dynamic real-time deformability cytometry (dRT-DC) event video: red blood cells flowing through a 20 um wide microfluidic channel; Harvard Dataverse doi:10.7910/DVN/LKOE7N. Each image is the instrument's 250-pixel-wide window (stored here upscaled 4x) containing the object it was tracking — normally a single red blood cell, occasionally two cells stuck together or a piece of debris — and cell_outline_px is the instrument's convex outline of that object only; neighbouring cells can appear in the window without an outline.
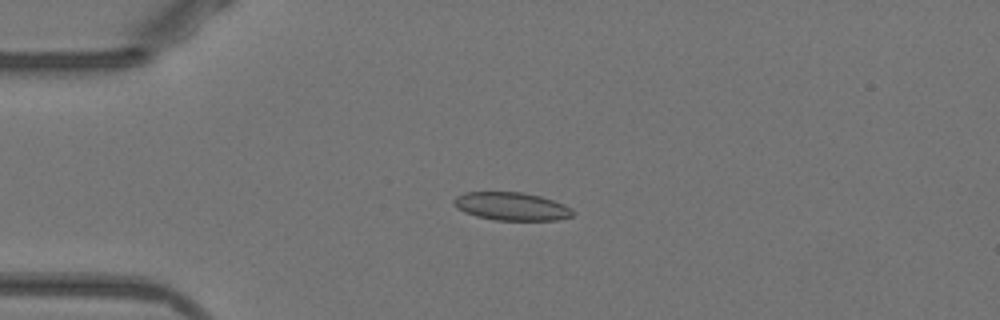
{"species": "Egyptian fruit bat (a non-hibernating species)", "species_latin": "Rousettus aegyptiacus", "temperature_condition": "warm", "stored_images_in_passage": 46, "camera_frame_rate_fps": 3000, "um_per_image_px": 0.085, "animal": {"sex": "female"}, "frame": {"image": 1, "passage_image": 7, "time_ms": 2.0, "image_size_px": [1000, 320], "cell_outline_px": [[572, 216], [556, 220], [496, 220], [476, 216], [464, 212], [456, 208], [452, 204], [452, 200], [456, 196], [464, 192], [524, 192], [540, 196], [564, 204], [572, 208]], "centroid_in_image_um": [43.43, 17.53], "position_along_channel_um": 41.6, "area_um2": 19.54}}
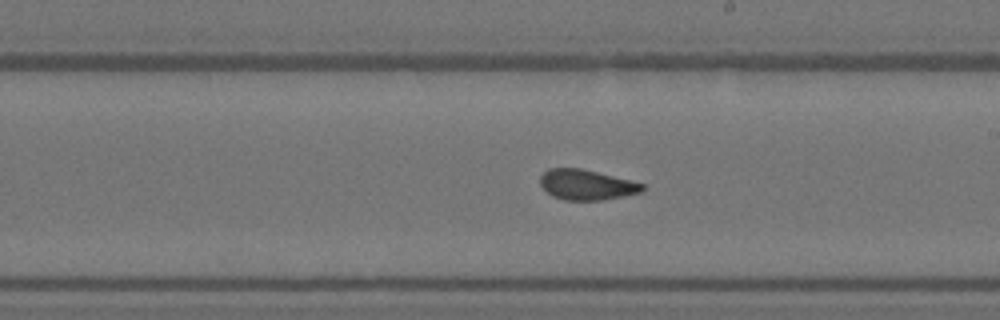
{"frame": {"image": 2, "passage_image": 24, "time_ms": 7.667, "image_size_px": [1000, 320], "cell_outline_px": [[644, 188], [640, 192], [600, 200], [564, 200], [552, 196], [540, 184], [540, 176], [548, 168], [580, 168], [644, 184]], "centroid_in_image_um": [49.79, 15.7], "position_along_channel_um": 239.2, "area_um2": 17.63}}
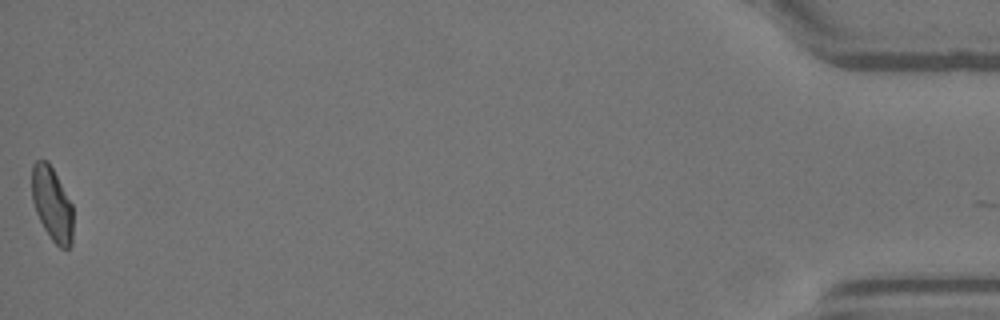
{"frame": {"image": 3, "passage_image": 46, "time_ms": 15.0, "image_size_px": [1000, 320], "cell_outline_px": [[72, 244], [68, 248], [60, 248], [52, 240], [44, 228], [36, 212], [32, 200], [32, 164], [36, 160], [48, 160], [72, 204]], "centroid_in_image_um": [4.42, 17.33], "position_along_channel_um": 430.8, "area_um2": 17.63}, "authors_computed_cell_mechanics": {"area_um2": 18.6116, "velocity_mm_per_s": 3.9346, "shape_relaxation_time_tau1_ms": 7.0712, "shape_relaxation_time_tau2_ms": 0.9745, "deformation_change_tau1": 0.1501, "deformation_change_tau2": 0.0499}}